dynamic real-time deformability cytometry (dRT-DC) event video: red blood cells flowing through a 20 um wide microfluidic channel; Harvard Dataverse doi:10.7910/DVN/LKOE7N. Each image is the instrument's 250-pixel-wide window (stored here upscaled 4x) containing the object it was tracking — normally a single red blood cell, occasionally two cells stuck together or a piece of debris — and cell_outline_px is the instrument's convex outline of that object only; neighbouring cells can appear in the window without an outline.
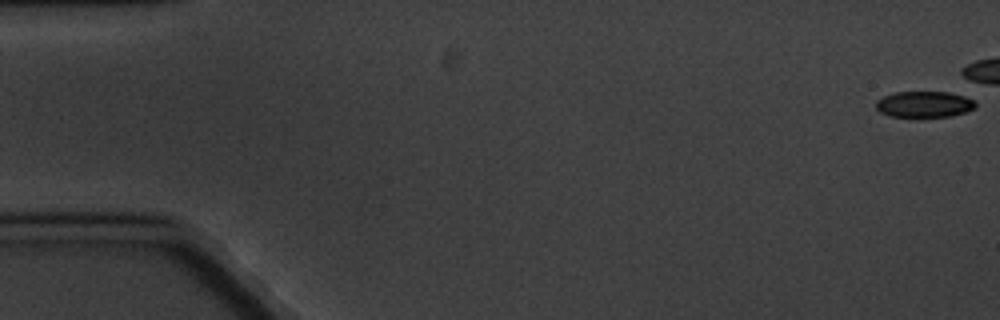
{"species": "common noctule bat (a hibernating species)", "species_latin": "Nyctalus noctula", "temperature_condition": "cold", "stored_images_in_passage": 8, "camera_frame_rate_fps": 3000, "um_per_image_px": 0.085, "animal": {"sex": "male", "body_mass_g": 20.1, "forearm_length_mm": 53.5}, "frame": {"image": 1, "passage_image": 1, "time_ms": 0.0, "image_size_px": [1000, 320], "cell_outline_px": [[976, 108], [952, 116], [892, 116], [880, 112], [876, 108], [876, 100], [884, 96], [896, 92], [948, 92], [964, 96], [972, 100], [976, 104]], "centroid_in_image_um": [78.56, 8.85], "position_along_channel_um": 6.4, "area_um2": 14.91}}